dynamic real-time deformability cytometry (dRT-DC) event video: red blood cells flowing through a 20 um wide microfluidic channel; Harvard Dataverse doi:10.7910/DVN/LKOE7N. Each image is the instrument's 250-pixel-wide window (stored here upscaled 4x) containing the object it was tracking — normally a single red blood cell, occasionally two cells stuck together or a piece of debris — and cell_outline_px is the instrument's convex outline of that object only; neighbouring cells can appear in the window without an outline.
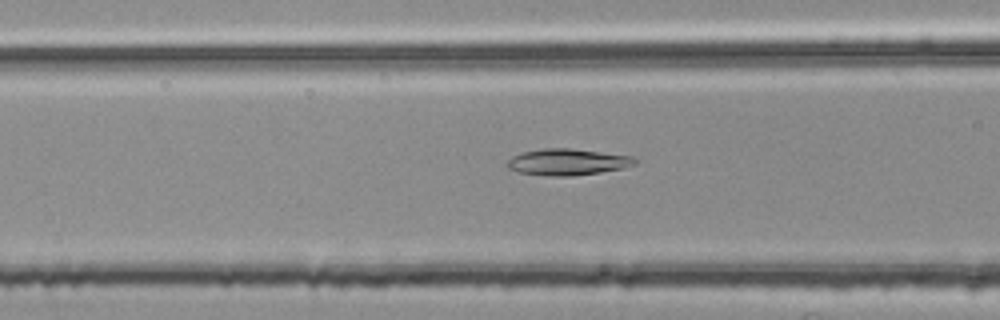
{"species": "common noctule bat (a hibernating species)", "species_latin": "Nyctalus noctula", "temperature_condition": "room temperature", "stored_images_in_passage": 38, "camera_frame_rate_fps": 3000, "um_per_image_px": 0.085, "animal": {"sex": "female", "body_mass_g": 25.1}, "frame": {"image": 1, "passage_image": 6, "time_ms": 1.667, "image_size_px": [1000, 320], "cell_outline_px": [[636, 164], [624, 168], [600, 172], [572, 176], [548, 176], [516, 172], [508, 168], [504, 164], [512, 156], [524, 152], [544, 148], [572, 148], [632, 156], [636, 160]], "centroid_in_image_um": [48.21, 13.77], "position_along_channel_um": 118.4, "area_um2": 19.77}}
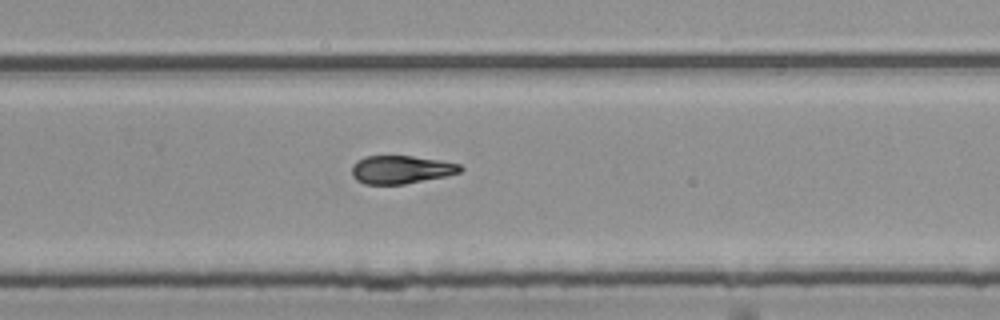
{"frame": {"image": 2, "passage_image": 20, "time_ms": 6.333, "image_size_px": [1000, 320], "cell_outline_px": [[464, 168], [460, 172], [448, 176], [404, 184], [364, 184], [356, 180], [352, 176], [352, 164], [356, 160], [364, 156], [412, 156], [440, 160], [460, 164]], "centroid_in_image_um": [34.08, 14.41], "position_along_channel_um": 295.7, "area_um2": 17.98}}
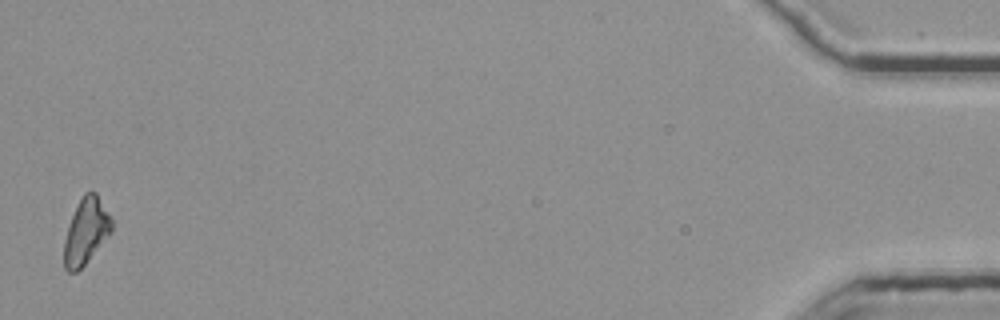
{"frame": {"image": 3, "passage_image": 38, "time_ms": 12.333, "image_size_px": [1000, 320], "cell_outline_px": [[112, 232], [84, 264], [76, 272], [68, 272], [64, 268], [64, 240], [68, 224], [84, 192], [96, 192], [112, 220]], "centroid_in_image_um": [7.3, 19.67], "position_along_channel_um": 427.9, "area_um2": 17.98}, "authors_computed_cell_mechanics": {"area_um2": 18.2359, "velocity_mm_per_s": 3.8119, "shape_relaxation_time_tau1_ms": 5.711, "shape_relaxation_time_tau2_ms": 6.2172, "deformation_change_tau1": 0.1807, "deformation_change_tau2": 0.1419}}